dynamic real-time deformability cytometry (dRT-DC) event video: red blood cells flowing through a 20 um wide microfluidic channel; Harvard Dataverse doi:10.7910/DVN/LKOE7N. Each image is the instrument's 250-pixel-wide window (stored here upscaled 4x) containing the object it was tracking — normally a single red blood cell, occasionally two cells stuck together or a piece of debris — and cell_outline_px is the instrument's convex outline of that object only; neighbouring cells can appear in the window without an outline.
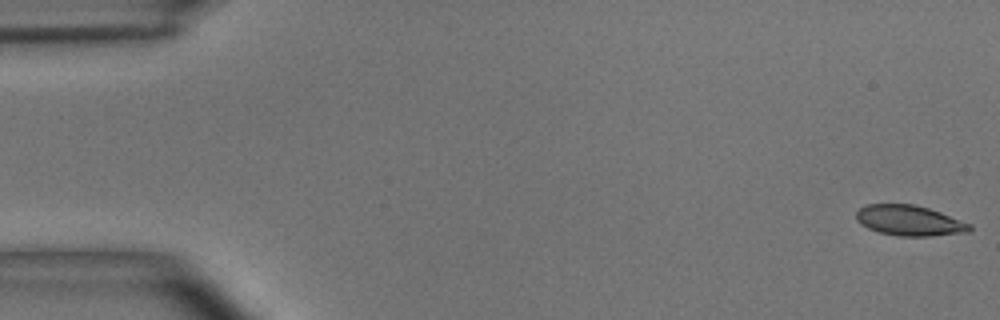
{"species": "common noctule bat (a hibernating species)", "species_latin": "Nyctalus noctula", "temperature_condition": "room temperature", "stored_images_in_passage": 55, "camera_frame_rate_fps": 3000, "um_per_image_px": 0.085, "animal": {"sex": "male", "body_mass_g": 15.6}, "frame": {"image": 1, "passage_image": 1, "time_ms": 0.0, "image_size_px": [1000, 320], "cell_outline_px": [[972, 228], [968, 232], [928, 236], [900, 236], [880, 232], [868, 228], [860, 224], [856, 220], [856, 212], [860, 208], [868, 204], [916, 204], [940, 212], [972, 224]], "centroid_in_image_um": [77.3, 18.74], "position_along_channel_um": 7.7, "area_um2": 20.06}}
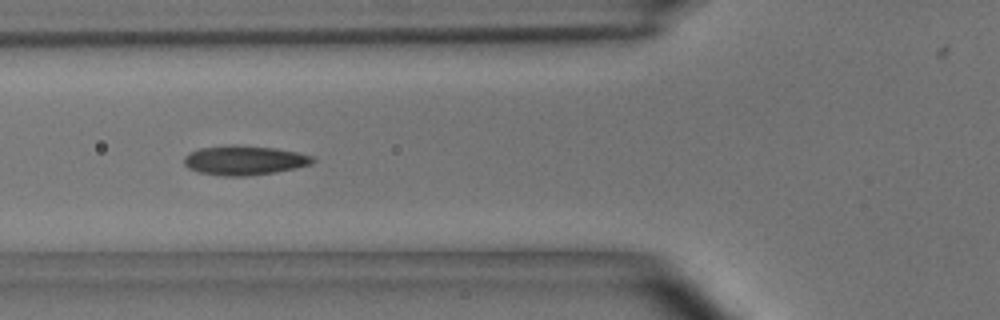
{"frame": {"image": 2, "passage_image": 20, "time_ms": 6.333, "image_size_px": [1000, 320], "cell_outline_px": [[316, 160], [312, 164], [296, 168], [276, 172], [248, 176], [224, 176], [196, 172], [188, 168], [184, 164], [184, 156], [188, 152], [200, 148], [228, 144], [236, 144], [276, 148], [296, 152], [312, 156]], "centroid_in_image_um": [20.74, 13.62], "position_along_channel_um": 105.1, "area_um2": 22.43}}
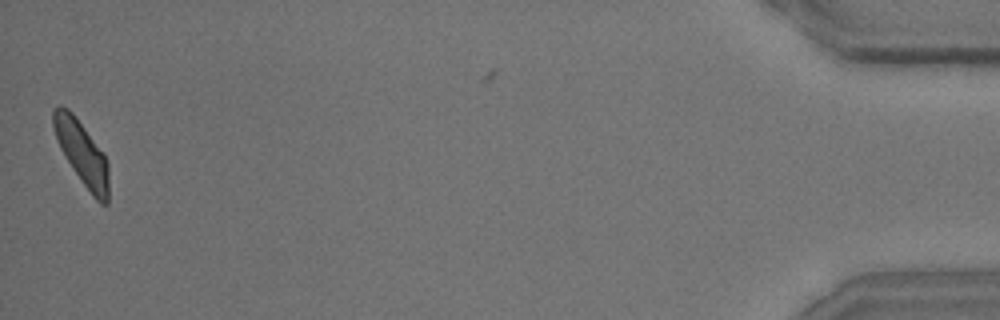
{"frame": {"image": 3, "passage_image": 54, "time_ms": 17.667, "image_size_px": [1000, 320], "cell_outline_px": [[108, 204], [100, 204], [92, 196], [80, 180], [72, 168], [60, 148], [56, 140], [52, 128], [52, 112], [60, 104], [68, 108], [72, 112], [84, 128], [104, 156], [108, 164]], "centroid_in_image_um": [6.93, 13.02], "position_along_channel_um": 428.3, "area_um2": 20.35}, "authors_computed_cell_mechanics": {"area_um2": 20.8658, "velocity_mm_per_s": 3.6585, "shape_relaxation_time_tau1_ms": 6.1103, "shape_relaxation_time_tau2_ms": 1.3722, "deformation_change_tau1": 0.1674, "deformation_change_tau2": 0.0572}}